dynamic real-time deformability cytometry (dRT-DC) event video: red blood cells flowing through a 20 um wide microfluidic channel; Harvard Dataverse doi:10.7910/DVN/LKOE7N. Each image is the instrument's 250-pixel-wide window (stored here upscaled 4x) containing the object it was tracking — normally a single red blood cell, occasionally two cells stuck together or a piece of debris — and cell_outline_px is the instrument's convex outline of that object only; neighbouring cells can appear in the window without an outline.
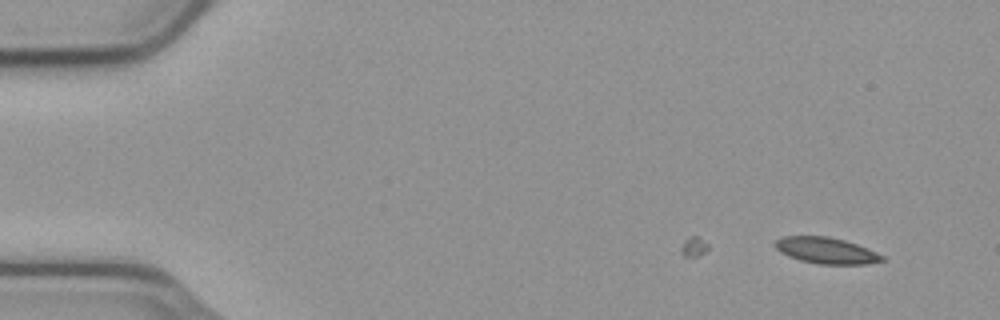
{"species": "common noctule bat (a hibernating species)", "species_latin": "Nyctalus noctula", "temperature_condition": "cold", "stored_images_in_passage": 45, "camera_frame_rate_fps": 3000, "um_per_image_px": 0.085, "animal": {"sex": "male", "body_mass_g": 23.1, "forearm_length_mm": 52.7}, "frame": {"image": 1, "passage_image": 1, "time_ms": 0.0, "image_size_px": [1000, 320], "cell_outline_px": [[884, 260], [864, 264], [820, 264], [800, 260], [788, 256], [780, 252], [776, 248], [776, 240], [784, 236], [828, 236], [844, 240], [868, 248], [884, 256]], "centroid_in_image_um": [70.23, 21.29], "position_along_channel_um": 14.8, "area_um2": 16.18}}
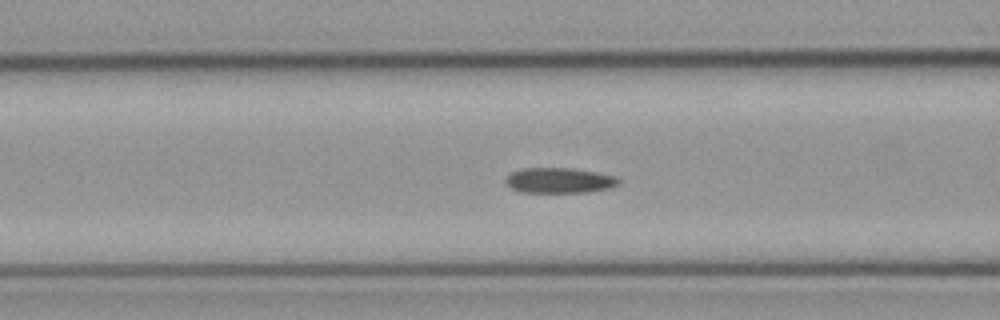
{"frame": {"image": 2, "passage_image": 19, "time_ms": 6.0, "image_size_px": [1000, 320], "cell_outline_px": [[620, 184], [612, 188], [588, 192], [520, 192], [512, 188], [504, 180], [512, 172], [524, 168], [572, 168], [596, 172], [616, 176], [620, 180]], "centroid_in_image_um": [47.6, 15.34], "position_along_channel_um": 119.0, "area_um2": 16.7}}
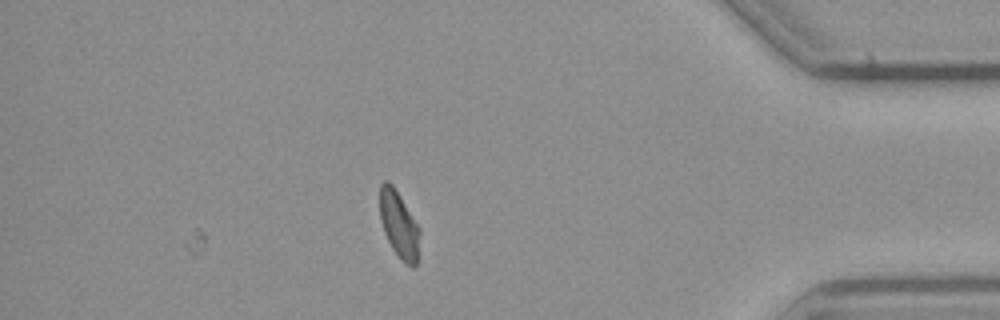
{"frame": {"image": 3, "passage_image": 45, "time_ms": 14.667, "image_size_px": [1000, 320], "cell_outline_px": [[420, 232], [416, 268], [412, 268], [392, 248], [384, 232], [380, 220], [380, 184], [384, 180], [388, 180], [392, 184], [420, 228]], "centroid_in_image_um": [33.91, 19.07], "position_along_channel_um": 401.3, "area_um2": 15.26}, "authors_computed_cell_mechanics": {"area_um2": 16.5886, "velocity_mm_per_s": 3.7178, "shape_relaxation_time_tau1_ms": null, "shape_relaxation_time_tau2_ms": 6.0997, "deformation_change_tau1": null, "deformation_change_tau2": 0.0822}}